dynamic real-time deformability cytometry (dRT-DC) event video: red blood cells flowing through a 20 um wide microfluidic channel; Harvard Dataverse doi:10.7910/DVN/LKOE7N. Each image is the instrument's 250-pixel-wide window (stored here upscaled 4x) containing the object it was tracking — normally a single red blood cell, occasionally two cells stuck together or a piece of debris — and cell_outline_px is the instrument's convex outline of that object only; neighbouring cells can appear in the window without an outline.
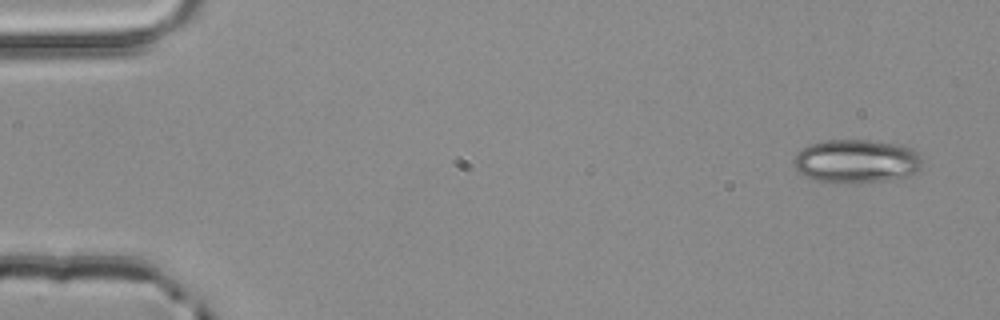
{"species": "common noctule bat (a hibernating species)", "species_latin": "Nyctalus noctula", "temperature_condition": "room temperature", "stored_images_in_passage": 3, "camera_frame_rate_fps": 3000, "um_per_image_px": 0.085, "animal": {"sex": "male", "body_mass_g": 20.4}, "frame": {"image": 1, "passage_image": 1, "time_ms": 0.0, "image_size_px": [1000, 320], "cell_outline_px": [[924, 160], [920, 168], [916, 172], [892, 180], [812, 180], [796, 172], [792, 160], [800, 148], [808, 144], [828, 140], [868, 140], [900, 144], [912, 148]], "centroid_in_image_um": [72.77, 13.65], "position_along_channel_um": 12.2, "area_um2": 32.19}}